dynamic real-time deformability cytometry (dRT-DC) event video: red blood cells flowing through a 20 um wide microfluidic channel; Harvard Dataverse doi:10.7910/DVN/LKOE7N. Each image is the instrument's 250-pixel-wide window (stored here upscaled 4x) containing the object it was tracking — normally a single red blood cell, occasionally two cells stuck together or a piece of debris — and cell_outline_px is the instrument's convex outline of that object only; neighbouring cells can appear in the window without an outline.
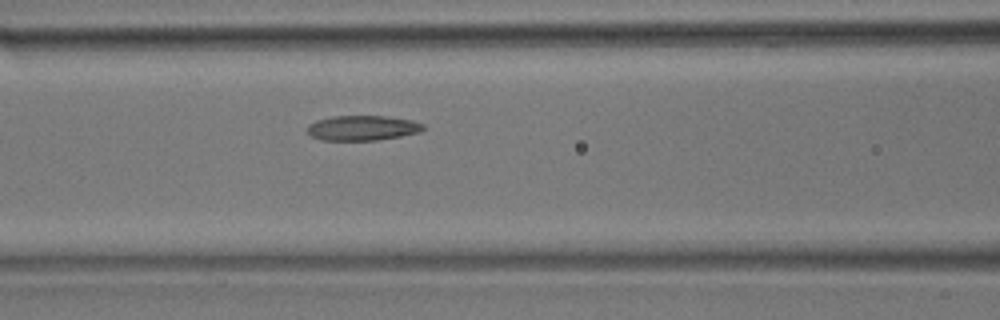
{"species": "common noctule bat (a hibernating species)", "species_latin": "Nyctalus noctula", "temperature_condition": "room temperature", "stored_images_in_passage": 6, "camera_frame_rate_fps": 3000, "um_per_image_px": 0.085, "animal": {"sex": "male", "body_mass_g": 17.9}, "frame": {"image": 1, "passage_image": 6, "time_ms": 1.667, "image_size_px": [1000, 320], "cell_outline_px": [[424, 128], [420, 132], [400, 136], [376, 140], [320, 140], [312, 136], [308, 132], [308, 124], [316, 120], [332, 116], [388, 116], [412, 120], [424, 124]], "centroid_in_image_um": [30.81, 10.87], "position_along_channel_um": 135.8, "area_um2": 16.88}}